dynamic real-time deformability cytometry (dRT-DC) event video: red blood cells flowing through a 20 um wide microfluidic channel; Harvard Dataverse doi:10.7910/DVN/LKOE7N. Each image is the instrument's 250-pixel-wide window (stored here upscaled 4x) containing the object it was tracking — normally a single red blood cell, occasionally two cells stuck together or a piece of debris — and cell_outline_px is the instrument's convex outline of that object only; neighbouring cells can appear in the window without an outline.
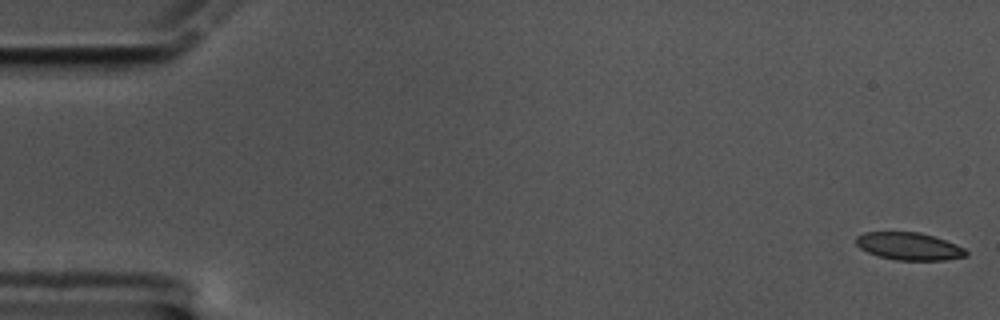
{"species": "common noctule bat (a hibernating species)", "species_latin": "Nyctalus noctula", "temperature_condition": "cold", "stored_images_in_passage": 60, "camera_frame_rate_fps": 3000, "um_per_image_px": 0.085, "animal": {"sex": "male", "body_mass_g": 17.5, "forearm_length_mm": 52.3}, "frame": {"image": 1, "passage_image": 1, "time_ms": 0.0, "image_size_px": [1000, 320], "cell_outline_px": [[968, 256], [944, 260], [896, 260], [880, 256], [868, 252], [860, 248], [856, 244], [856, 236], [864, 232], [920, 232], [956, 244], [964, 248], [968, 252]], "centroid_in_image_um": [77.27, 20.93], "position_along_channel_um": 7.7, "area_um2": 17.57}}
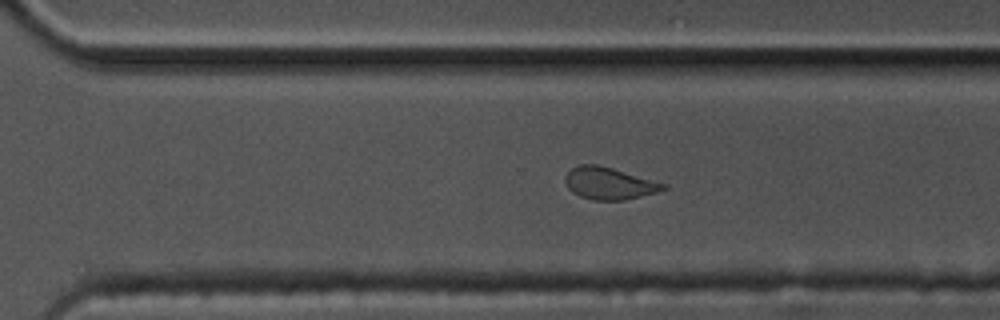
{"frame": {"image": 2, "passage_image": 41, "time_ms": 13.333, "image_size_px": [1000, 320], "cell_outline_px": [[668, 188], [656, 192], [624, 200], [592, 200], [580, 196], [572, 192], [568, 188], [564, 180], [564, 176], [572, 168], [580, 164], [596, 164], [612, 168], [668, 184]], "centroid_in_image_um": [51.76, 15.58], "position_along_channel_um": 318.8, "area_um2": 18.32}}
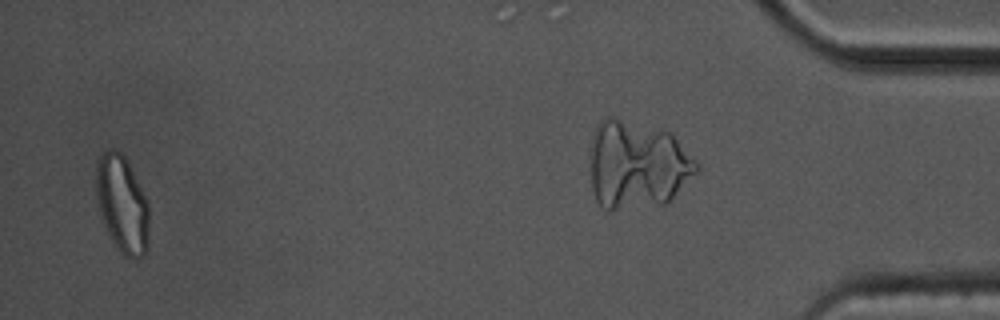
{"frame": {"image": 3, "passage_image": 58, "time_ms": 19.0, "image_size_px": [1000, 320], "cell_outline_px": [[148, 252], [140, 260], [136, 260], [124, 256], [120, 252], [112, 240], [100, 216], [96, 192], [96, 168], [100, 156], [108, 148], [112, 148], [120, 152], [124, 156], [148, 200]], "centroid_in_image_um": [10.4, 17.4], "position_along_channel_um": 424.8, "area_um2": 30.17}, "authors_computed_cell_mechanics": {"area_um2": 18.9873, "velocity_mm_per_s": 3.387, "shape_relaxation_time_tau1_ms": null, "shape_relaxation_time_tau2_ms": 1.1719, "deformation_change_tau1": null, "deformation_change_tau2": 0.0503}}